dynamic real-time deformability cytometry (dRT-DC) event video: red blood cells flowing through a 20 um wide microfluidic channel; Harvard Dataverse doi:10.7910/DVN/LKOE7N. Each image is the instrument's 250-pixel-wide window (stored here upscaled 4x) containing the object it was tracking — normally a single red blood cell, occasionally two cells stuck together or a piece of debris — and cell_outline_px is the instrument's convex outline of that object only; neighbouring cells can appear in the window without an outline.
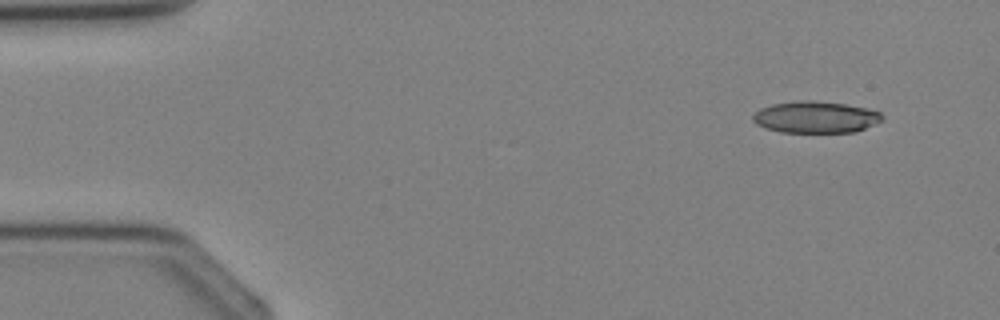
{"species": "Egyptian fruit bat (a non-hibernating species)", "species_latin": "Rousettus aegyptiacus", "temperature_condition": "cold", "stored_images_in_passage": 4, "camera_frame_rate_fps": 3000, "um_per_image_px": 0.085, "animal": {"sex": "female"}, "frame": {"image": 1, "passage_image": 1, "time_ms": 0.0, "image_size_px": [1000, 320], "cell_outline_px": [[884, 120], [856, 132], [780, 132], [764, 128], [756, 124], [752, 120], [752, 116], [760, 108], [772, 104], [800, 100], [812, 100], [844, 104], [868, 108], [880, 112], [884, 116]], "centroid_in_image_um": [69.33, 9.96], "position_along_channel_um": 15.7, "area_um2": 24.04}}
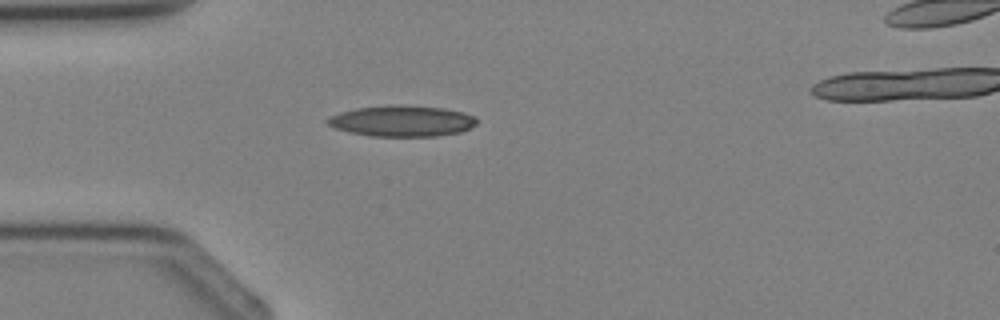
{"frame": {"image": 2, "passage_image": 3, "time_ms": 2.333, "image_size_px": [1000, 320], "cell_outline_px": [[476, 124], [460, 132], [436, 136], [372, 136], [348, 132], [336, 128], [328, 124], [324, 120], [340, 112], [356, 108], [388, 104], [400, 104], [444, 108], [464, 112], [476, 116]], "centroid_in_image_um": [34.17, 10.27], "position_along_channel_um": 50.8, "area_um2": 27.11}}